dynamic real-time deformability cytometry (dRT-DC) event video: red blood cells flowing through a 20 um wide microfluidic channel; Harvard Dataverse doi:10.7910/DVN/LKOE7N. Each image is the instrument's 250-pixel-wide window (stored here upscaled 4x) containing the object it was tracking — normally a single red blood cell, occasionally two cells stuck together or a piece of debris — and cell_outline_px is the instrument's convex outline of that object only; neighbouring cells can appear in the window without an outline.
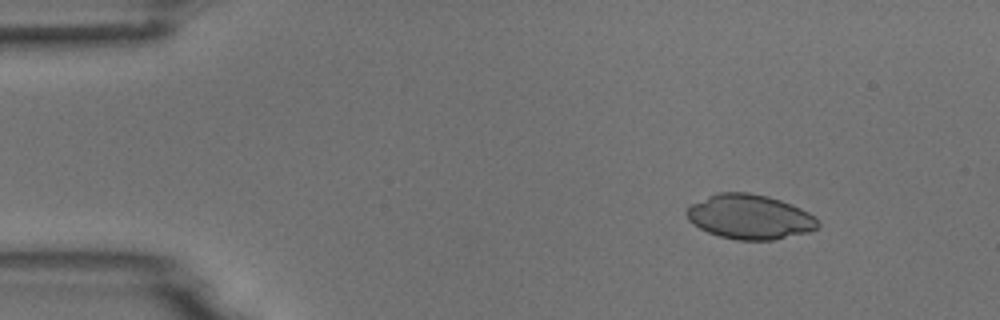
{"species": "common noctule bat (a hibernating species)", "species_latin": "Nyctalus noctula", "temperature_condition": "room temperature", "stored_images_in_passage": 5, "camera_frame_rate_fps": 3000, "um_per_image_px": 0.085, "animal": {"sex": "male", "body_mass_g": 18.8}, "frame": {"image": 1, "passage_image": 2, "time_ms": 1.333, "image_size_px": [1000, 320], "cell_outline_px": [[820, 224], [816, 228], [808, 232], [772, 240], [736, 240], [720, 236], [708, 232], [692, 224], [688, 220], [684, 212], [692, 204], [708, 196], [720, 192], [748, 192], [768, 196], [792, 204], [816, 216]], "centroid_in_image_um": [63.73, 18.43], "position_along_channel_um": 21.3, "area_um2": 34.16}}